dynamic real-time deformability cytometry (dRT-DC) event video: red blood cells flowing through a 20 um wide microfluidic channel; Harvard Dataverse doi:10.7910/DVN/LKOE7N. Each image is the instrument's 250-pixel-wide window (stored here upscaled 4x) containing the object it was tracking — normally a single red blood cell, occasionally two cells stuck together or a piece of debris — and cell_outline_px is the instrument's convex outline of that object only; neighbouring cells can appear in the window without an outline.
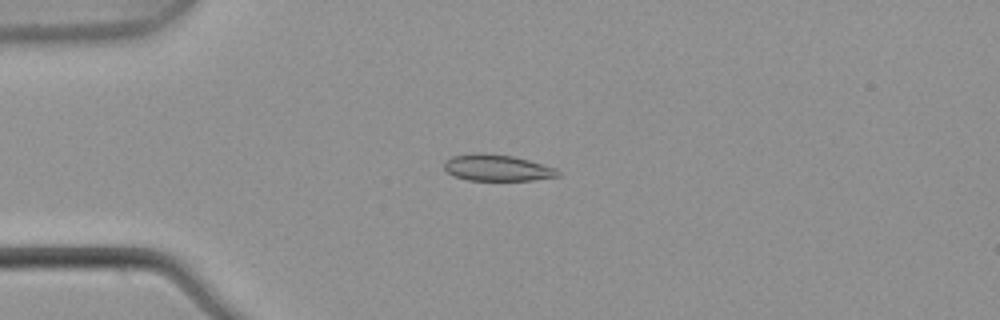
{"species": "common noctule bat (a hibernating species)", "species_latin": "Nyctalus noctula", "temperature_condition": "warm", "stored_images_in_passage": 5, "camera_frame_rate_fps": 3000, "um_per_image_px": 0.085, "animal": {"sex": "male", "body_mass_g": 21.5, "forearm_length_mm": 52.0}, "frame": {"image": 1, "passage_image": 4, "time_ms": 1.0, "image_size_px": [1000, 320], "cell_outline_px": [[560, 176], [532, 180], [468, 180], [452, 176], [444, 168], [444, 160], [452, 156], [472, 152], [480, 152], [512, 156], [544, 164], [556, 168], [560, 172]], "centroid_in_image_um": [42.22, 14.25], "position_along_channel_um": 42.8, "area_um2": 17.69}}